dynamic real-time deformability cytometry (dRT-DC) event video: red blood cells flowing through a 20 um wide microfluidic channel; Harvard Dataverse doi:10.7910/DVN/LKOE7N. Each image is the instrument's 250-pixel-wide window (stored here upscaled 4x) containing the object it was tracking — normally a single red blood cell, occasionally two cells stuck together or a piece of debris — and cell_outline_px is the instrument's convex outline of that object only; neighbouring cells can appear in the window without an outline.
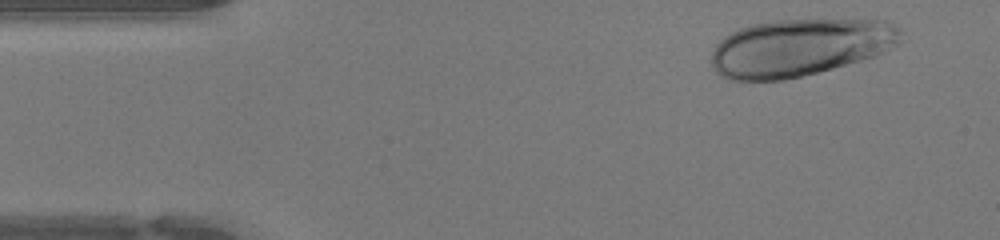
{"species": "human", "species_latin": "Homo sapiens", "temperature_condition": "warm", "stored_images_in_passage": 15, "camera_frame_rate_fps": 3000, "um_per_image_px": 0.085, "donor": {"sex": "female"}, "frame": {"image": 1, "passage_image": 3, "time_ms": 0.667, "image_size_px": [1000, 240], "cell_outline_px": [[900, 44], [876, 56], [832, 68], [784, 80], [728, 80], [716, 72], [712, 64], [712, 52], [716, 44], [724, 36], [740, 28], [752, 24], [772, 20], [884, 20], [900, 28]], "centroid_in_image_um": [67.98, 4.03], "position_along_channel_um": 17.0, "area_um2": 63.18}}